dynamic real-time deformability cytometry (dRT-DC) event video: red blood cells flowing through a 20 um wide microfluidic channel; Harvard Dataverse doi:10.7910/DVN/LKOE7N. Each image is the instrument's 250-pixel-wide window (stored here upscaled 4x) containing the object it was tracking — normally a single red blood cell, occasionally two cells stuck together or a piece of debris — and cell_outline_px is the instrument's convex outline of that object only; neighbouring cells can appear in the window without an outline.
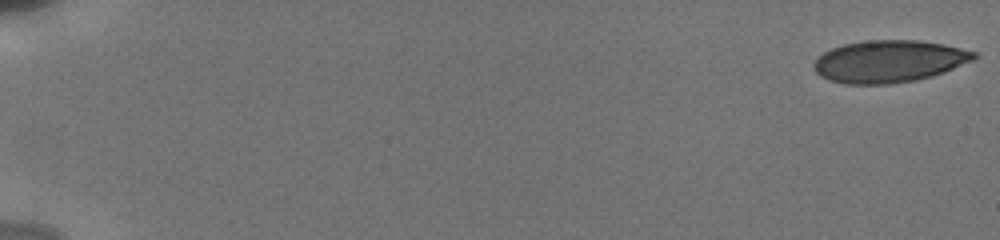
{"species": "human", "species_latin": "Homo sapiens", "temperature_condition": "cold", "stored_images_in_passage": 28, "camera_frame_rate_fps": 3000, "um_per_image_px": 0.085, "donor": {"sex": "male"}, "frame": {"image": 1, "passage_image": 1, "time_ms": 0.0, "image_size_px": [1000, 240], "cell_outline_px": [[980, 56], [976, 60], [944, 72], [932, 76], [916, 80], [888, 84], [844, 84], [828, 80], [820, 76], [816, 72], [816, 60], [824, 52], [832, 48], [844, 44], [864, 40], [916, 40], [944, 44], [976, 52]], "centroid_in_image_um": [75.62, 5.21], "position_along_channel_um": 9.4, "area_um2": 39.42}}
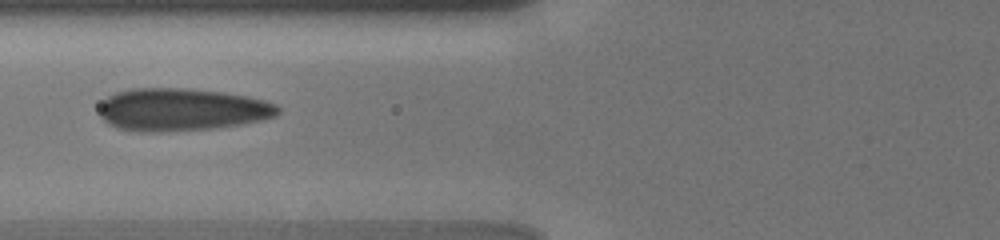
{"frame": {"image": 2, "passage_image": 16, "time_ms": 7.667, "image_size_px": [1000, 240], "cell_outline_px": [[280, 112], [276, 116], [264, 120], [244, 124], [212, 128], [160, 132], [136, 132], [116, 128], [108, 124], [100, 116], [100, 104], [108, 96], [116, 92], [132, 88], [188, 88], [224, 92], [248, 96], [264, 100], [276, 104], [280, 108]], "centroid_in_image_um": [15.46, 9.32], "position_along_channel_um": 110.3, "area_um2": 44.85}}
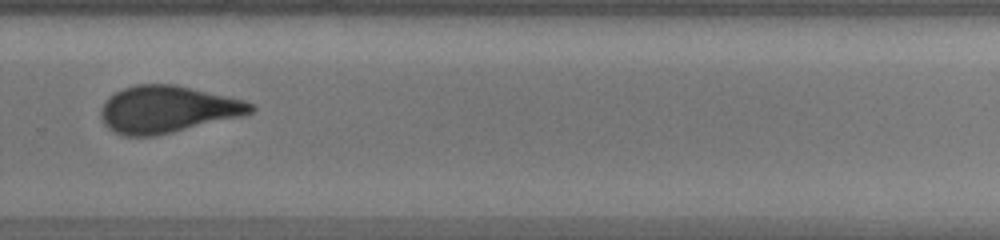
{"frame": {"image": 3, "passage_image": 27, "time_ms": 13.0, "image_size_px": [1000, 240], "cell_outline_px": [[256, 108], [252, 112], [244, 116], [156, 136], [124, 136], [112, 132], [104, 124], [100, 116], [100, 108], [104, 100], [108, 96], [124, 88], [136, 84], [176, 84], [244, 100], [256, 104]], "centroid_in_image_um": [14.22, 9.3], "position_along_channel_um": 315.6, "area_um2": 41.56}}